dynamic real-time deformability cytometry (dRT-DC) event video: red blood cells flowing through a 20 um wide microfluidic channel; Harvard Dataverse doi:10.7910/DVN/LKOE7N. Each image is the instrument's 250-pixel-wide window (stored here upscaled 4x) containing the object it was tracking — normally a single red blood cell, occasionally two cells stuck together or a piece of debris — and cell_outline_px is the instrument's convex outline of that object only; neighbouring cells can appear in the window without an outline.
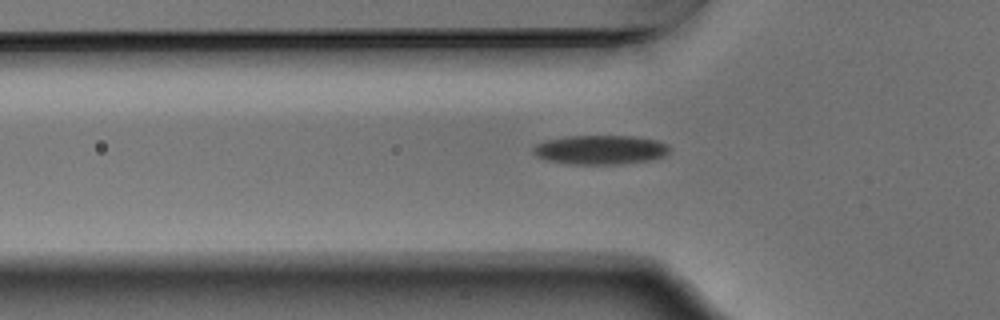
{"species": "Egyptian fruit bat (a non-hibernating species)", "species_latin": "Rousettus aegyptiacus", "temperature_condition": "warm", "stored_images_in_passage": 38, "camera_frame_rate_fps": 3000, "um_per_image_px": 0.085, "animal": {"sex": "male"}, "frame": {"image": 1, "passage_image": 9, "time_ms": 2.667, "image_size_px": [1000, 320], "cell_outline_px": [[668, 152], [664, 156], [652, 160], [620, 164], [568, 164], [548, 160], [536, 156], [532, 152], [532, 148], [536, 144], [548, 140], [568, 136], [632, 136], [656, 140], [668, 144]], "centroid_in_image_um": [51.03, 12.74], "position_along_channel_um": 74.8, "area_um2": 23.18}}
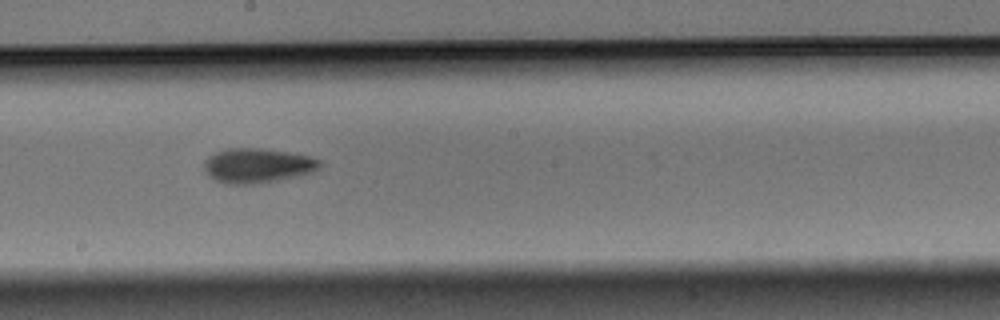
{"frame": {"image": 2, "passage_image": 21, "time_ms": 6.667, "image_size_px": [1000, 320], "cell_outline_px": [[324, 164], [316, 172], [280, 180], [260, 184], [224, 184], [208, 176], [204, 172], [204, 160], [208, 156], [216, 152], [228, 148], [264, 148], [288, 152], [308, 156], [320, 160]], "centroid_in_image_um": [21.9, 14.08], "position_along_channel_um": 226.3, "area_um2": 23.87}}
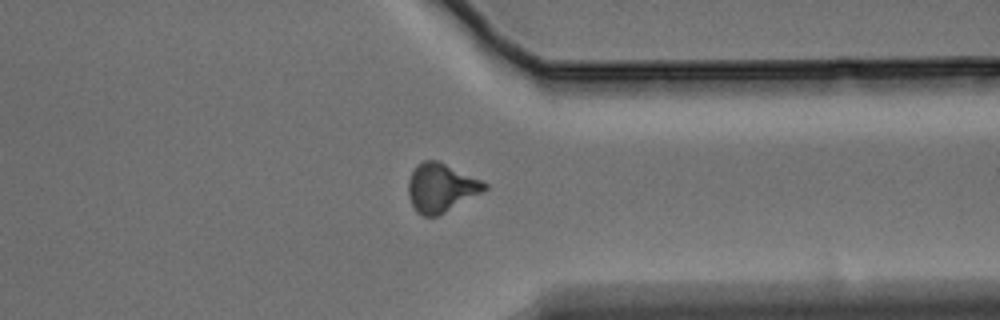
{"frame": {"image": 3, "passage_image": 33, "time_ms": 10.667, "image_size_px": [1000, 320], "cell_outline_px": [[488, 188], [444, 212], [436, 216], [424, 216], [416, 212], [408, 196], [408, 180], [416, 164], [424, 160], [436, 160], [480, 180], [488, 184]], "centroid_in_image_um": [37.43, 15.95], "position_along_channel_um": 374.0, "area_um2": 21.1}}